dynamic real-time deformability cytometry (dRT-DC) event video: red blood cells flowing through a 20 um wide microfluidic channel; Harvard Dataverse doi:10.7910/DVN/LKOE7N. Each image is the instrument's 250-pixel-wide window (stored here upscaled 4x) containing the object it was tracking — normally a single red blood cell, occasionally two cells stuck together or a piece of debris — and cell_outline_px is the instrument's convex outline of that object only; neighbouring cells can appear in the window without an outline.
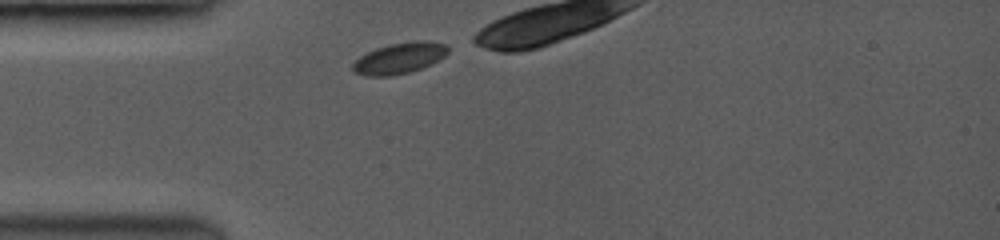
{"species": "common noctule bat (a hibernating species)", "species_latin": "Nyctalus noctula", "temperature_condition": "room temperature", "stored_images_in_passage": 9, "camera_frame_rate_fps": 3500, "um_per_image_px": 0.085, "animal": {"sex": "female", "body_mass_g": 19.0, "forearm_length_mm": 53.3}, "frame": {"image": 1, "passage_image": 1, "time_ms": 0.0, "image_size_px": [1000, 240], "cell_outline_px": [[448, 52], [444, 56], [420, 68], [408, 72], [388, 76], [368, 76], [356, 72], [352, 68], [352, 64], [360, 56], [376, 48], [392, 44], [416, 40], [424, 40], [444, 44], [448, 48]], "centroid_in_image_um": [33.93, 4.93], "position_along_channel_um": 51.1, "area_um2": 16.7}}